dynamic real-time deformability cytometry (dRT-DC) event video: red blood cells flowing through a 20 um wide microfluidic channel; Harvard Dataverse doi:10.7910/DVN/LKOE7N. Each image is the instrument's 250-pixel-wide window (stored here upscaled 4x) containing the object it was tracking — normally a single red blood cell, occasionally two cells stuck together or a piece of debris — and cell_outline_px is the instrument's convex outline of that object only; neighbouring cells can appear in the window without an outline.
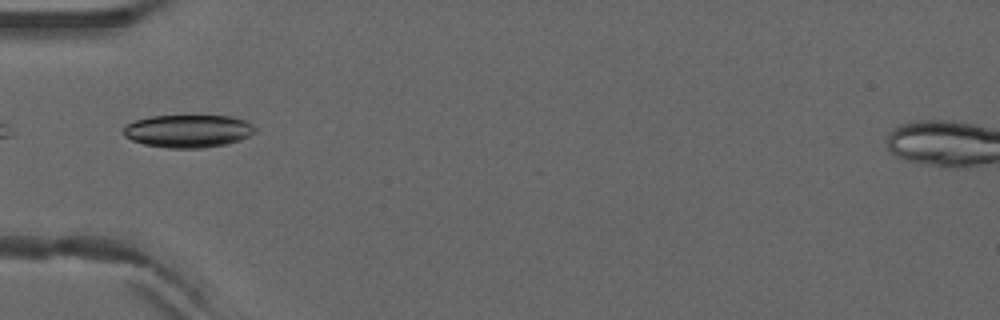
{"species": "common noctule bat (a hibernating species)", "species_latin": "Nyctalus noctula", "temperature_condition": "warm", "stored_images_in_passage": 8, "camera_frame_rate_fps": 3000, "um_per_image_px": 0.085, "animal": {"sex": "male", "forearm_length_mm": 52.5}, "frame": {"image": 1, "passage_image": 5, "time_ms": 1.333, "image_size_px": [1000, 320], "cell_outline_px": [[256, 132], [240, 140], [224, 144], [204, 148], [168, 148], [144, 144], [132, 140], [124, 136], [124, 128], [128, 124], [136, 120], [152, 116], [232, 116], [244, 120], [252, 124], [256, 128]], "centroid_in_image_um": [16.01, 11.14], "position_along_channel_um": 69.0, "area_um2": 25.03}}
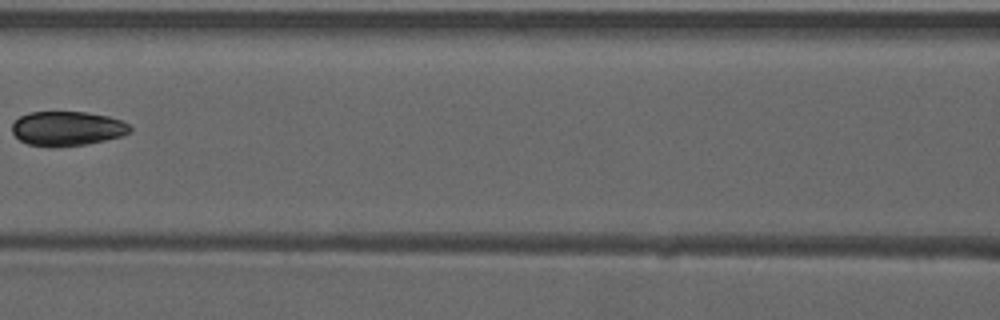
{"frame": {"image": 2, "passage_image": 7, "time_ms": 2.0, "image_size_px": [1000, 320], "cell_outline_px": [[132, 132], [120, 136], [88, 144], [56, 148], [48, 148], [28, 144], [20, 140], [12, 132], [12, 124], [20, 116], [28, 112], [88, 112], [108, 116], [120, 120], [128, 124], [132, 128]], "centroid_in_image_um": [5.7, 10.94], "position_along_channel_um": 160.9, "area_um2": 23.99}}
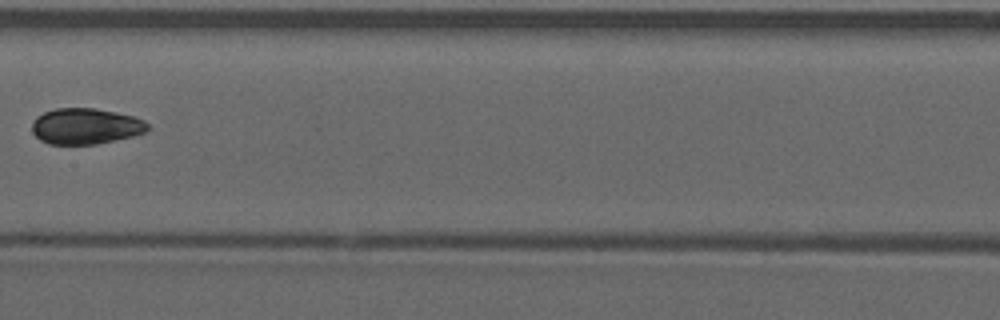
{"frame": {"image": 3, "passage_image": 8, "time_ms": 2.333, "image_size_px": [1000, 320], "cell_outline_px": [[148, 128], [144, 132], [132, 136], [96, 144], [48, 144], [40, 140], [32, 132], [32, 124], [36, 116], [44, 112], [56, 108], [96, 108], [132, 116], [144, 120], [148, 124]], "centroid_in_image_um": [7.24, 10.72], "position_along_channel_um": 200.2, "area_um2": 24.1}}